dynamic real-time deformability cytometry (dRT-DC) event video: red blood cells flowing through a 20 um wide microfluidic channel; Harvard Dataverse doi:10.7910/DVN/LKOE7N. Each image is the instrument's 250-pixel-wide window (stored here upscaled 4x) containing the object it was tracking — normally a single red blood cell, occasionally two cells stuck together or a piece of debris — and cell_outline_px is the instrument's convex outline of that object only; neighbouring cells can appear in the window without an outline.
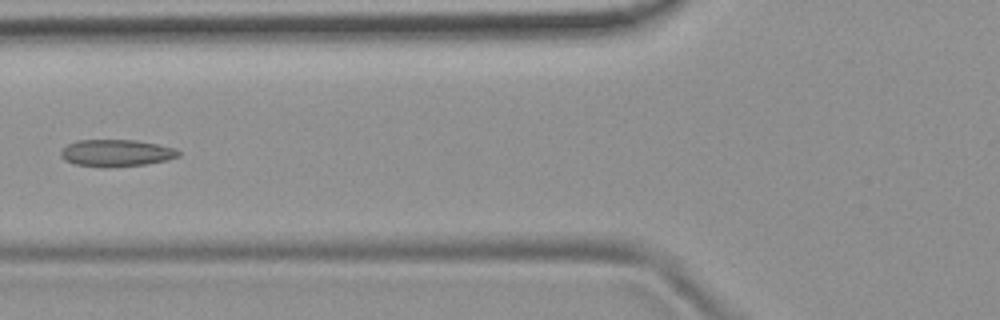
{"species": "common noctule bat (a hibernating species)", "species_latin": "Nyctalus noctula", "temperature_condition": "room temperature", "stored_images_in_passage": 5, "camera_frame_rate_fps": 3000, "um_per_image_px": 0.085, "animal": {"sex": "female", "body_mass_g": 19.9}, "frame": {"image": 1, "passage_image": 5, "time_ms": 4.667, "image_size_px": [1000, 320], "cell_outline_px": [[180, 156], [168, 160], [148, 164], [112, 168], [100, 168], [76, 164], [64, 160], [60, 156], [60, 152], [68, 144], [76, 140], [136, 140], [176, 148], [180, 152]], "centroid_in_image_um": [9.89, 13.02], "position_along_channel_um": 115.9, "area_um2": 18.84}}